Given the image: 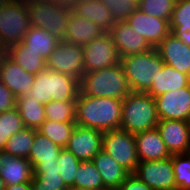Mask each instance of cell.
<instances>
[{"mask_svg":"<svg viewBox=\"0 0 190 190\" xmlns=\"http://www.w3.org/2000/svg\"><path fill=\"white\" fill-rule=\"evenodd\" d=\"M102 150L109 154L130 174H133L140 162L134 134L122 129L110 130L103 133Z\"/></svg>","mask_w":190,"mask_h":190,"instance_id":"8","label":"cell"},{"mask_svg":"<svg viewBox=\"0 0 190 190\" xmlns=\"http://www.w3.org/2000/svg\"><path fill=\"white\" fill-rule=\"evenodd\" d=\"M61 149V147L36 130L28 160L33 168L39 163L57 162Z\"/></svg>","mask_w":190,"mask_h":190,"instance_id":"29","label":"cell"},{"mask_svg":"<svg viewBox=\"0 0 190 190\" xmlns=\"http://www.w3.org/2000/svg\"><path fill=\"white\" fill-rule=\"evenodd\" d=\"M176 0H138V8L153 17L170 22Z\"/></svg>","mask_w":190,"mask_h":190,"instance_id":"36","label":"cell"},{"mask_svg":"<svg viewBox=\"0 0 190 190\" xmlns=\"http://www.w3.org/2000/svg\"><path fill=\"white\" fill-rule=\"evenodd\" d=\"M159 120L190 119V84L179 90L166 92L155 97Z\"/></svg>","mask_w":190,"mask_h":190,"instance_id":"12","label":"cell"},{"mask_svg":"<svg viewBox=\"0 0 190 190\" xmlns=\"http://www.w3.org/2000/svg\"><path fill=\"white\" fill-rule=\"evenodd\" d=\"M121 57L147 52L153 47L126 21H117L109 31Z\"/></svg>","mask_w":190,"mask_h":190,"instance_id":"17","label":"cell"},{"mask_svg":"<svg viewBox=\"0 0 190 190\" xmlns=\"http://www.w3.org/2000/svg\"><path fill=\"white\" fill-rule=\"evenodd\" d=\"M126 22L152 46L156 47L169 33L170 22L150 16L139 8L126 19Z\"/></svg>","mask_w":190,"mask_h":190,"instance_id":"14","label":"cell"},{"mask_svg":"<svg viewBox=\"0 0 190 190\" xmlns=\"http://www.w3.org/2000/svg\"><path fill=\"white\" fill-rule=\"evenodd\" d=\"M4 147V132L2 129V118L0 117V151H2Z\"/></svg>","mask_w":190,"mask_h":190,"instance_id":"44","label":"cell"},{"mask_svg":"<svg viewBox=\"0 0 190 190\" xmlns=\"http://www.w3.org/2000/svg\"><path fill=\"white\" fill-rule=\"evenodd\" d=\"M122 103L120 99L95 97L80 91L76 99L75 123L102 132L120 129Z\"/></svg>","mask_w":190,"mask_h":190,"instance_id":"1","label":"cell"},{"mask_svg":"<svg viewBox=\"0 0 190 190\" xmlns=\"http://www.w3.org/2000/svg\"><path fill=\"white\" fill-rule=\"evenodd\" d=\"M103 133L97 129L76 125L65 148L80 162L90 161L102 150Z\"/></svg>","mask_w":190,"mask_h":190,"instance_id":"13","label":"cell"},{"mask_svg":"<svg viewBox=\"0 0 190 190\" xmlns=\"http://www.w3.org/2000/svg\"><path fill=\"white\" fill-rule=\"evenodd\" d=\"M68 190H80V189H75V188H69Z\"/></svg>","mask_w":190,"mask_h":190,"instance_id":"49","label":"cell"},{"mask_svg":"<svg viewBox=\"0 0 190 190\" xmlns=\"http://www.w3.org/2000/svg\"><path fill=\"white\" fill-rule=\"evenodd\" d=\"M170 33L190 46V0H176L170 20Z\"/></svg>","mask_w":190,"mask_h":190,"instance_id":"28","label":"cell"},{"mask_svg":"<svg viewBox=\"0 0 190 190\" xmlns=\"http://www.w3.org/2000/svg\"><path fill=\"white\" fill-rule=\"evenodd\" d=\"M120 63L129 88L134 92H147L164 65L156 47L147 52L121 57Z\"/></svg>","mask_w":190,"mask_h":190,"instance_id":"5","label":"cell"},{"mask_svg":"<svg viewBox=\"0 0 190 190\" xmlns=\"http://www.w3.org/2000/svg\"><path fill=\"white\" fill-rule=\"evenodd\" d=\"M5 190H34L32 182L20 183L17 185L5 186Z\"/></svg>","mask_w":190,"mask_h":190,"instance_id":"42","label":"cell"},{"mask_svg":"<svg viewBox=\"0 0 190 190\" xmlns=\"http://www.w3.org/2000/svg\"><path fill=\"white\" fill-rule=\"evenodd\" d=\"M105 32L92 21L70 13L65 40L79 46L86 45L89 41L101 36Z\"/></svg>","mask_w":190,"mask_h":190,"instance_id":"22","label":"cell"},{"mask_svg":"<svg viewBox=\"0 0 190 190\" xmlns=\"http://www.w3.org/2000/svg\"><path fill=\"white\" fill-rule=\"evenodd\" d=\"M189 84V75L180 73L164 63L162 71L158 73L156 81H153L151 88L146 93L155 98L163 93L187 87Z\"/></svg>","mask_w":190,"mask_h":190,"instance_id":"24","label":"cell"},{"mask_svg":"<svg viewBox=\"0 0 190 190\" xmlns=\"http://www.w3.org/2000/svg\"><path fill=\"white\" fill-rule=\"evenodd\" d=\"M120 190H153L146 183L130 174L119 187Z\"/></svg>","mask_w":190,"mask_h":190,"instance_id":"41","label":"cell"},{"mask_svg":"<svg viewBox=\"0 0 190 190\" xmlns=\"http://www.w3.org/2000/svg\"><path fill=\"white\" fill-rule=\"evenodd\" d=\"M35 129L24 128L12 135L2 151L17 158L28 159L35 138Z\"/></svg>","mask_w":190,"mask_h":190,"instance_id":"33","label":"cell"},{"mask_svg":"<svg viewBox=\"0 0 190 190\" xmlns=\"http://www.w3.org/2000/svg\"><path fill=\"white\" fill-rule=\"evenodd\" d=\"M74 188L80 190H105L102 176L92 160L81 161L76 171Z\"/></svg>","mask_w":190,"mask_h":190,"instance_id":"31","label":"cell"},{"mask_svg":"<svg viewBox=\"0 0 190 190\" xmlns=\"http://www.w3.org/2000/svg\"><path fill=\"white\" fill-rule=\"evenodd\" d=\"M59 39L42 28L31 26L22 42L44 60L55 50Z\"/></svg>","mask_w":190,"mask_h":190,"instance_id":"27","label":"cell"},{"mask_svg":"<svg viewBox=\"0 0 190 190\" xmlns=\"http://www.w3.org/2000/svg\"><path fill=\"white\" fill-rule=\"evenodd\" d=\"M17 97L4 85L0 83V113L16 108Z\"/></svg>","mask_w":190,"mask_h":190,"instance_id":"40","label":"cell"},{"mask_svg":"<svg viewBox=\"0 0 190 190\" xmlns=\"http://www.w3.org/2000/svg\"><path fill=\"white\" fill-rule=\"evenodd\" d=\"M5 186H6L5 182L2 179V177L0 176V190H5Z\"/></svg>","mask_w":190,"mask_h":190,"instance_id":"46","label":"cell"},{"mask_svg":"<svg viewBox=\"0 0 190 190\" xmlns=\"http://www.w3.org/2000/svg\"><path fill=\"white\" fill-rule=\"evenodd\" d=\"M79 92L78 79L45 69L35 75L30 92L20 97H31L46 105L50 101H76Z\"/></svg>","mask_w":190,"mask_h":190,"instance_id":"2","label":"cell"},{"mask_svg":"<svg viewBox=\"0 0 190 190\" xmlns=\"http://www.w3.org/2000/svg\"><path fill=\"white\" fill-rule=\"evenodd\" d=\"M1 82L18 98L28 94L35 75L23 70L4 51H0Z\"/></svg>","mask_w":190,"mask_h":190,"instance_id":"15","label":"cell"},{"mask_svg":"<svg viewBox=\"0 0 190 190\" xmlns=\"http://www.w3.org/2000/svg\"><path fill=\"white\" fill-rule=\"evenodd\" d=\"M110 11L115 22L126 19L138 8V0H100Z\"/></svg>","mask_w":190,"mask_h":190,"instance_id":"38","label":"cell"},{"mask_svg":"<svg viewBox=\"0 0 190 190\" xmlns=\"http://www.w3.org/2000/svg\"><path fill=\"white\" fill-rule=\"evenodd\" d=\"M105 190H120L119 188L105 189Z\"/></svg>","mask_w":190,"mask_h":190,"instance_id":"48","label":"cell"},{"mask_svg":"<svg viewBox=\"0 0 190 190\" xmlns=\"http://www.w3.org/2000/svg\"><path fill=\"white\" fill-rule=\"evenodd\" d=\"M4 52L18 63L24 71L32 75H36L46 69V60L38 53L29 50L22 41L10 45Z\"/></svg>","mask_w":190,"mask_h":190,"instance_id":"26","label":"cell"},{"mask_svg":"<svg viewBox=\"0 0 190 190\" xmlns=\"http://www.w3.org/2000/svg\"><path fill=\"white\" fill-rule=\"evenodd\" d=\"M10 1H12V2H26L28 0H10Z\"/></svg>","mask_w":190,"mask_h":190,"instance_id":"47","label":"cell"},{"mask_svg":"<svg viewBox=\"0 0 190 190\" xmlns=\"http://www.w3.org/2000/svg\"><path fill=\"white\" fill-rule=\"evenodd\" d=\"M170 155L190 153V126L183 120H159L157 126Z\"/></svg>","mask_w":190,"mask_h":190,"instance_id":"16","label":"cell"},{"mask_svg":"<svg viewBox=\"0 0 190 190\" xmlns=\"http://www.w3.org/2000/svg\"><path fill=\"white\" fill-rule=\"evenodd\" d=\"M103 179L106 189L119 188L130 173L120 166L109 154L99 151L92 159Z\"/></svg>","mask_w":190,"mask_h":190,"instance_id":"21","label":"cell"},{"mask_svg":"<svg viewBox=\"0 0 190 190\" xmlns=\"http://www.w3.org/2000/svg\"><path fill=\"white\" fill-rule=\"evenodd\" d=\"M0 176L6 186L32 182L34 168L26 158H17L0 151Z\"/></svg>","mask_w":190,"mask_h":190,"instance_id":"19","label":"cell"},{"mask_svg":"<svg viewBox=\"0 0 190 190\" xmlns=\"http://www.w3.org/2000/svg\"><path fill=\"white\" fill-rule=\"evenodd\" d=\"M10 2V0H0V10Z\"/></svg>","mask_w":190,"mask_h":190,"instance_id":"45","label":"cell"},{"mask_svg":"<svg viewBox=\"0 0 190 190\" xmlns=\"http://www.w3.org/2000/svg\"><path fill=\"white\" fill-rule=\"evenodd\" d=\"M85 72H92L120 63L121 58L109 32L83 46Z\"/></svg>","mask_w":190,"mask_h":190,"instance_id":"10","label":"cell"},{"mask_svg":"<svg viewBox=\"0 0 190 190\" xmlns=\"http://www.w3.org/2000/svg\"><path fill=\"white\" fill-rule=\"evenodd\" d=\"M158 122L155 98L146 92L131 91L123 99L120 129L135 134L155 128Z\"/></svg>","mask_w":190,"mask_h":190,"instance_id":"4","label":"cell"},{"mask_svg":"<svg viewBox=\"0 0 190 190\" xmlns=\"http://www.w3.org/2000/svg\"><path fill=\"white\" fill-rule=\"evenodd\" d=\"M162 61L180 73L190 75V46L169 33L157 46Z\"/></svg>","mask_w":190,"mask_h":190,"instance_id":"18","label":"cell"},{"mask_svg":"<svg viewBox=\"0 0 190 190\" xmlns=\"http://www.w3.org/2000/svg\"><path fill=\"white\" fill-rule=\"evenodd\" d=\"M45 117L56 122H75L76 101H50L45 105Z\"/></svg>","mask_w":190,"mask_h":190,"instance_id":"34","label":"cell"},{"mask_svg":"<svg viewBox=\"0 0 190 190\" xmlns=\"http://www.w3.org/2000/svg\"><path fill=\"white\" fill-rule=\"evenodd\" d=\"M16 108L27 128L37 130L46 120L45 105L31 97H18Z\"/></svg>","mask_w":190,"mask_h":190,"instance_id":"30","label":"cell"},{"mask_svg":"<svg viewBox=\"0 0 190 190\" xmlns=\"http://www.w3.org/2000/svg\"><path fill=\"white\" fill-rule=\"evenodd\" d=\"M58 169L65 185L74 188V179L80 161L66 148H62L58 156Z\"/></svg>","mask_w":190,"mask_h":190,"instance_id":"37","label":"cell"},{"mask_svg":"<svg viewBox=\"0 0 190 190\" xmlns=\"http://www.w3.org/2000/svg\"><path fill=\"white\" fill-rule=\"evenodd\" d=\"M177 190H190V153L171 155Z\"/></svg>","mask_w":190,"mask_h":190,"instance_id":"35","label":"cell"},{"mask_svg":"<svg viewBox=\"0 0 190 190\" xmlns=\"http://www.w3.org/2000/svg\"><path fill=\"white\" fill-rule=\"evenodd\" d=\"M0 117L2 118V129L4 132V146L8 142L9 138L23 130L25 127L23 120L20 117L17 108L11 109L9 111L1 112Z\"/></svg>","mask_w":190,"mask_h":190,"instance_id":"39","label":"cell"},{"mask_svg":"<svg viewBox=\"0 0 190 190\" xmlns=\"http://www.w3.org/2000/svg\"><path fill=\"white\" fill-rule=\"evenodd\" d=\"M58 162L39 163L34 167V190H68L58 169Z\"/></svg>","mask_w":190,"mask_h":190,"instance_id":"25","label":"cell"},{"mask_svg":"<svg viewBox=\"0 0 190 190\" xmlns=\"http://www.w3.org/2000/svg\"><path fill=\"white\" fill-rule=\"evenodd\" d=\"M75 122H56L45 120L37 131L61 148H65L76 127Z\"/></svg>","mask_w":190,"mask_h":190,"instance_id":"32","label":"cell"},{"mask_svg":"<svg viewBox=\"0 0 190 190\" xmlns=\"http://www.w3.org/2000/svg\"><path fill=\"white\" fill-rule=\"evenodd\" d=\"M83 57V46L60 40L46 59V69L70 75L80 81L85 73Z\"/></svg>","mask_w":190,"mask_h":190,"instance_id":"9","label":"cell"},{"mask_svg":"<svg viewBox=\"0 0 190 190\" xmlns=\"http://www.w3.org/2000/svg\"><path fill=\"white\" fill-rule=\"evenodd\" d=\"M133 174L153 190H177L171 156L139 162Z\"/></svg>","mask_w":190,"mask_h":190,"instance_id":"11","label":"cell"},{"mask_svg":"<svg viewBox=\"0 0 190 190\" xmlns=\"http://www.w3.org/2000/svg\"><path fill=\"white\" fill-rule=\"evenodd\" d=\"M139 161L161 160L170 157L157 128L134 134Z\"/></svg>","mask_w":190,"mask_h":190,"instance_id":"20","label":"cell"},{"mask_svg":"<svg viewBox=\"0 0 190 190\" xmlns=\"http://www.w3.org/2000/svg\"><path fill=\"white\" fill-rule=\"evenodd\" d=\"M83 94L123 100L130 92L122 64L85 72L80 80Z\"/></svg>","mask_w":190,"mask_h":190,"instance_id":"3","label":"cell"},{"mask_svg":"<svg viewBox=\"0 0 190 190\" xmlns=\"http://www.w3.org/2000/svg\"><path fill=\"white\" fill-rule=\"evenodd\" d=\"M31 27L26 2L10 1L0 10V51L23 40Z\"/></svg>","mask_w":190,"mask_h":190,"instance_id":"7","label":"cell"},{"mask_svg":"<svg viewBox=\"0 0 190 190\" xmlns=\"http://www.w3.org/2000/svg\"><path fill=\"white\" fill-rule=\"evenodd\" d=\"M72 12L92 21L104 32H109L115 25V20L110 11L100 0H79Z\"/></svg>","mask_w":190,"mask_h":190,"instance_id":"23","label":"cell"},{"mask_svg":"<svg viewBox=\"0 0 190 190\" xmlns=\"http://www.w3.org/2000/svg\"><path fill=\"white\" fill-rule=\"evenodd\" d=\"M27 8L31 26L42 28L59 40H65L71 9L46 0H28Z\"/></svg>","mask_w":190,"mask_h":190,"instance_id":"6","label":"cell"},{"mask_svg":"<svg viewBox=\"0 0 190 190\" xmlns=\"http://www.w3.org/2000/svg\"><path fill=\"white\" fill-rule=\"evenodd\" d=\"M53 2L58 6L66 7L72 10L79 0H53Z\"/></svg>","mask_w":190,"mask_h":190,"instance_id":"43","label":"cell"}]
</instances>
